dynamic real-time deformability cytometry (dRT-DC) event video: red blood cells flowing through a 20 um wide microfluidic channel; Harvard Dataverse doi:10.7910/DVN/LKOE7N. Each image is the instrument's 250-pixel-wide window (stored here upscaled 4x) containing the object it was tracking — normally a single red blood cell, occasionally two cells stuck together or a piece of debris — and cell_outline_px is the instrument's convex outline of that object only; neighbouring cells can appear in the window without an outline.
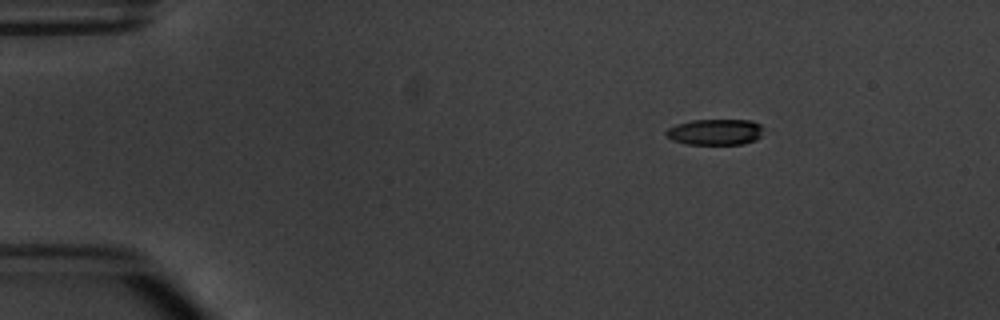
{"species": "common noctule bat (a hibernating species)", "species_latin": "Nyctalus noctula", "temperature_condition": "warm", "stored_images_in_passage": 4, "camera_frame_rate_fps": 3000, "um_per_image_px": 0.085, "animal": {"sex": "male", "body_mass_g": 20.1, "forearm_length_mm": 53.5}, "frame": {"image": 1, "passage_image": 1, "time_ms": 0.0, "image_size_px": [1000, 320], "cell_outline_px": [[764, 128], [760, 136], [756, 140], [744, 144], [684, 144], [672, 140], [664, 132], [668, 128], [676, 124], [692, 120], [752, 120], [760, 124]], "centroid_in_image_um": [60.8, 11.22], "position_along_channel_um": 24.2, "area_um2": 14.85}}